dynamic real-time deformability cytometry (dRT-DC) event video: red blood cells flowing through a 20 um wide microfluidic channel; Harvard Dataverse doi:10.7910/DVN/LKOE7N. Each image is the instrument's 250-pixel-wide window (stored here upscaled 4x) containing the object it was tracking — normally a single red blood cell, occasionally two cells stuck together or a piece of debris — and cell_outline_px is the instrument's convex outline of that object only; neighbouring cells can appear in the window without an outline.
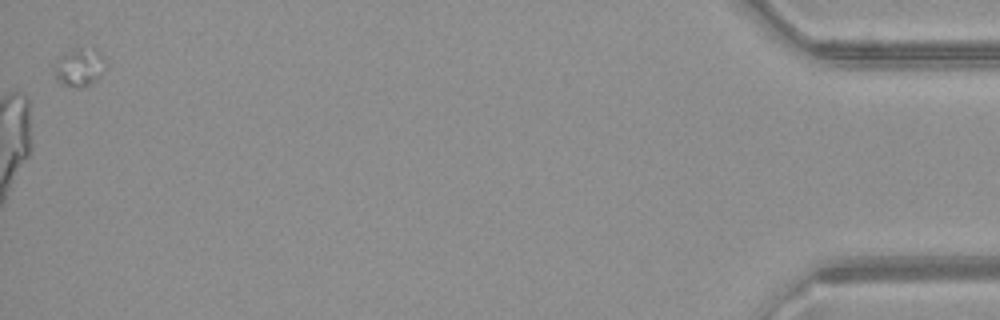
{"species": "common noctule bat (a hibernating species)", "species_latin": "Nyctalus noctula", "temperature_condition": "warm", "stored_images_in_passage": 40, "segment_of_instrument_passage": [2, 2], "camera_frame_rate_fps": 3000, "um_per_image_px": 0.085, "animal": {"sex": "female", "body_mass_g": 21.9}, "frame": {"image": 1, "passage_image": 40, "time_ms": 13.0, "image_size_px": [1000, 320], "cell_outline_px": [[108, 68], [100, 76], [88, 84], [60, 84], [56, 80], [52, 72], [56, 56], [72, 48], [96, 48], [100, 52], [108, 64]], "centroid_in_image_um": [6.73, 5.62], "position_along_channel_um": 428.5, "area_um2": 11.68}}